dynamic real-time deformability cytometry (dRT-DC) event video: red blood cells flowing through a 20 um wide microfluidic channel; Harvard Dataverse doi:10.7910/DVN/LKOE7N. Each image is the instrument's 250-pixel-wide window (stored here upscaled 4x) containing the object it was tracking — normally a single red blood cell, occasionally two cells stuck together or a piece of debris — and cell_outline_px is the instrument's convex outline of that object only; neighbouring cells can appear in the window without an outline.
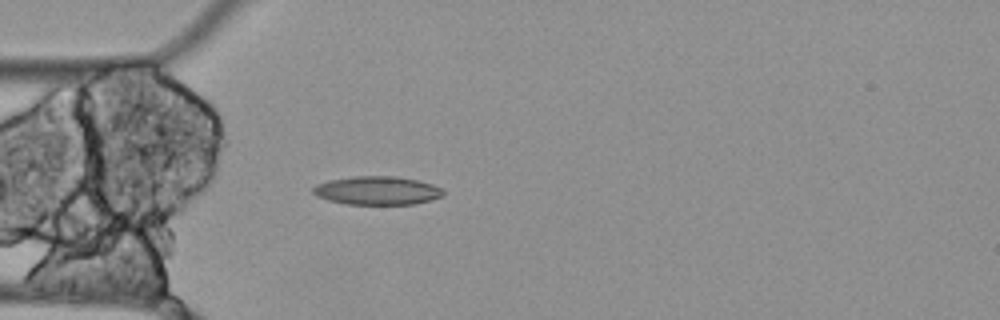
{"species": "Egyptian fruit bat (a non-hibernating species)", "species_latin": "Rousettus aegyptiacus", "temperature_condition": "cold", "stored_images_in_passage": 4, "camera_frame_rate_fps": 3000, "um_per_image_px": 0.085, "animal": {"sex": "female"}, "frame": {"image": 1, "passage_image": 4, "time_ms": 1.0, "image_size_px": [1000, 320], "cell_outline_px": [[444, 196], [412, 204], [344, 204], [328, 200], [316, 196], [312, 192], [312, 188], [316, 184], [328, 180], [352, 176], [396, 176], [416, 180], [432, 184], [440, 188], [444, 192]], "centroid_in_image_um": [32.01, 16.19], "position_along_channel_um": 53.0, "area_um2": 21.62}}